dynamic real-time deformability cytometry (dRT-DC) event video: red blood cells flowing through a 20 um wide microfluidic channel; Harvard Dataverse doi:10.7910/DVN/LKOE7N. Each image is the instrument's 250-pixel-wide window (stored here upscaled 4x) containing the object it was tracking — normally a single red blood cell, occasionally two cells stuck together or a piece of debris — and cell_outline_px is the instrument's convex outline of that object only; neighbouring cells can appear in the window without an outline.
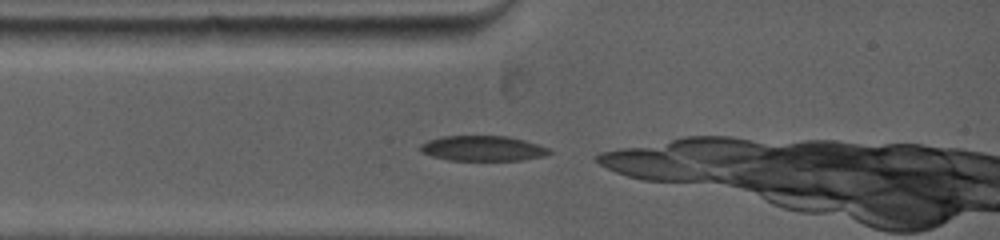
{"species": "common noctule bat (a hibernating species)", "species_latin": "Nyctalus noctula", "temperature_condition": "warm", "stored_images_in_passage": 8, "camera_frame_rate_fps": 5000, "um_per_image_px": 0.085, "animal": {"sex": "female", "body_mass_g": 19.0, "forearm_length_mm": 53.3}, "frame": {"image": 1, "passage_image": 1, "time_ms": 0.0, "image_size_px": [1000, 240], "cell_outline_px": [[552, 152], [540, 156], [520, 160], [448, 160], [432, 156], [420, 152], [420, 144], [428, 140], [444, 136], [504, 136], [536, 144], [548, 148]], "centroid_in_image_um": [40.94, 12.61], "position_along_channel_um": 44.1, "area_um2": 18.55}}